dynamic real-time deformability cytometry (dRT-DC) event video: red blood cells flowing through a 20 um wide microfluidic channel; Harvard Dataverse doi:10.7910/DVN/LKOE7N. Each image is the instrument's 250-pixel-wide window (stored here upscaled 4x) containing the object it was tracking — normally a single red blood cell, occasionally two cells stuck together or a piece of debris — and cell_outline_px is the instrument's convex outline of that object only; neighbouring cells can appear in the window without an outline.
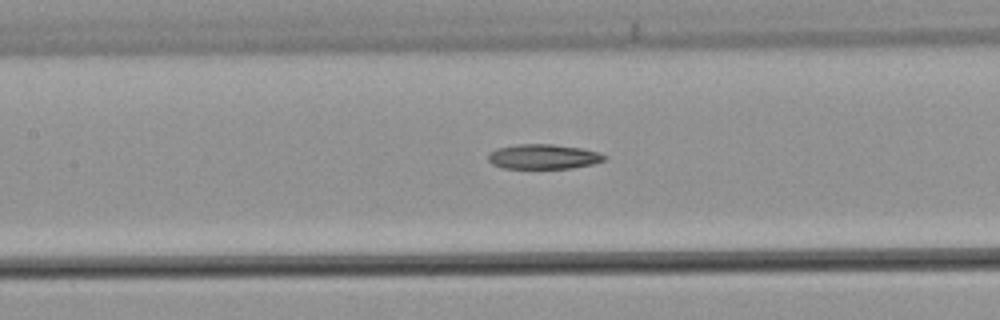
{"species": "common noctule bat (a hibernating species)", "species_latin": "Nyctalus noctula", "temperature_condition": "warm", "stored_images_in_passage": 43, "camera_frame_rate_fps": 3000, "um_per_image_px": 0.085, "animal": {"sex": "male", "body_mass_g": 21.5, "forearm_length_mm": 52.0}, "frame": {"image": 1, "passage_image": 25, "time_ms": 8.0, "image_size_px": [1000, 320], "cell_outline_px": [[608, 156], [604, 160], [592, 164], [572, 168], [504, 168], [492, 164], [488, 160], [488, 156], [496, 148], [516, 144], [552, 144], [580, 148], [600, 152]], "centroid_in_image_um": [46.2, 13.31], "position_along_channel_um": 161.2, "area_um2": 16.76}}